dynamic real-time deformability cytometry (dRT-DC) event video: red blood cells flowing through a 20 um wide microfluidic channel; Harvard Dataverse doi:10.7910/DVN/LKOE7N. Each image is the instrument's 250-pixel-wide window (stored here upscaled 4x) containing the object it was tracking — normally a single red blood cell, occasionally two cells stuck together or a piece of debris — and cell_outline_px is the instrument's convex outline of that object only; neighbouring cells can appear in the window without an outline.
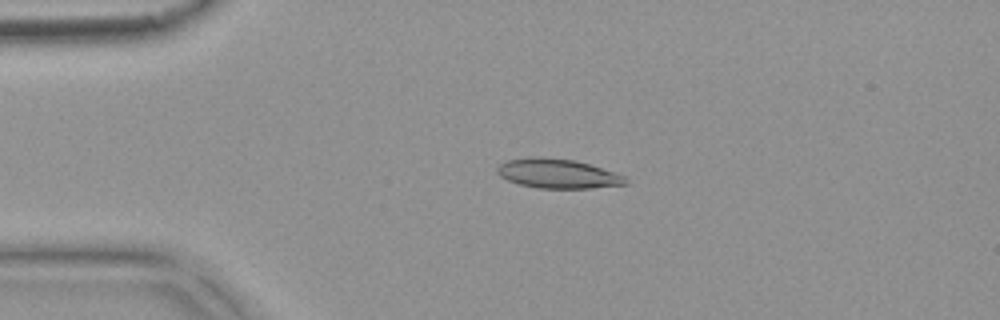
{"species": "common noctule bat (a hibernating species)", "species_latin": "Nyctalus noctula", "temperature_condition": "warm", "stored_images_in_passage": 4, "camera_frame_rate_fps": 3000, "um_per_image_px": 0.085, "animal": {"sex": "female", "body_mass_g": 18.4}, "frame": {"image": 1, "passage_image": 3, "time_ms": 0.667, "image_size_px": [1000, 320], "cell_outline_px": [[628, 184], [588, 188], [540, 188], [520, 184], [508, 180], [500, 176], [496, 172], [496, 168], [500, 164], [508, 160], [528, 156], [544, 156], [572, 160], [588, 164], [624, 176], [628, 180]], "centroid_in_image_um": [47.36, 14.74], "position_along_channel_um": 37.6, "area_um2": 21.85}}